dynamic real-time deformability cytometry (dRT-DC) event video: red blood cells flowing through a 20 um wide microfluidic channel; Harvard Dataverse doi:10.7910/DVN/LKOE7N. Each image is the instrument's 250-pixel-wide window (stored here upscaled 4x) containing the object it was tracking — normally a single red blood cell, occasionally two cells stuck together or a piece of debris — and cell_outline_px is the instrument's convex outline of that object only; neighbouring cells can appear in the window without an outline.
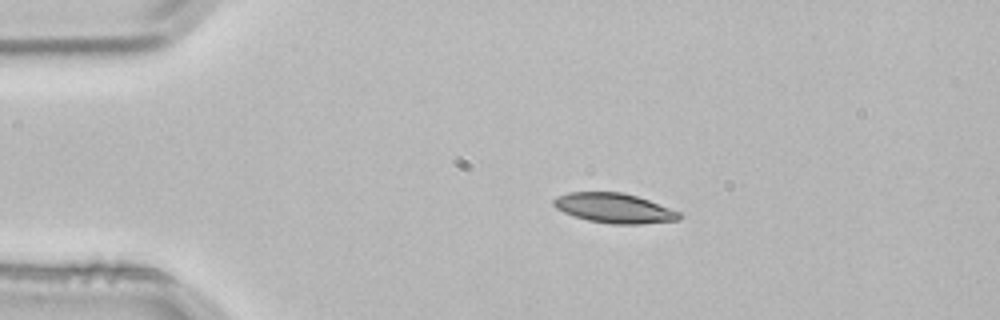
{"species": "common noctule bat (a hibernating species)", "species_latin": "Nyctalus noctula", "temperature_condition": "room temperature", "stored_images_in_passage": 2, "camera_frame_rate_fps": 3000, "um_per_image_px": 0.085, "animal": {"sex": "male", "body_mass_g": 21.5, "forearm_length_mm": 52.0}, "frame": {"image": 1, "passage_image": 1, "time_ms": 0.0, "image_size_px": [1000, 320], "cell_outline_px": [[684, 216], [680, 220], [640, 224], [612, 224], [588, 220], [564, 212], [556, 208], [552, 204], [552, 200], [556, 196], [568, 192], [624, 192], [648, 200], [680, 212]], "centroid_in_image_um": [52.21, 17.69], "position_along_channel_um": 32.8, "area_um2": 21.79}}